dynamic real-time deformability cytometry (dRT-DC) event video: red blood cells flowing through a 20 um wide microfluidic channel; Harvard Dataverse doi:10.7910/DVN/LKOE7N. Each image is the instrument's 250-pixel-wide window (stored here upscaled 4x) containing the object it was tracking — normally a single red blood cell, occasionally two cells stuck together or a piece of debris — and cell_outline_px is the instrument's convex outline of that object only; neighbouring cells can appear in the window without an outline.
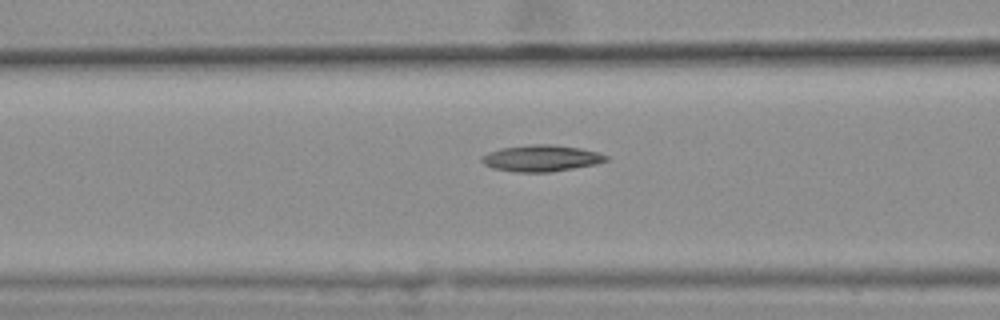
{"species": "common noctule bat (a hibernating species)", "species_latin": "Nyctalus noctula", "temperature_condition": "warm", "stored_images_in_passage": 40, "camera_frame_rate_fps": 3000, "um_per_image_px": 0.085, "animal": {"sex": "female", "body_mass_g": 25.1}, "frame": {"image": 1, "passage_image": 12, "time_ms": 3.667, "image_size_px": [1000, 320], "cell_outline_px": [[608, 160], [596, 164], [552, 172], [516, 172], [492, 168], [484, 164], [480, 160], [480, 156], [488, 152], [500, 148], [532, 144], [552, 144], [580, 148], [596, 152], [608, 156]], "centroid_in_image_um": [45.97, 13.45], "position_along_channel_um": 120.6, "area_um2": 19.25}}
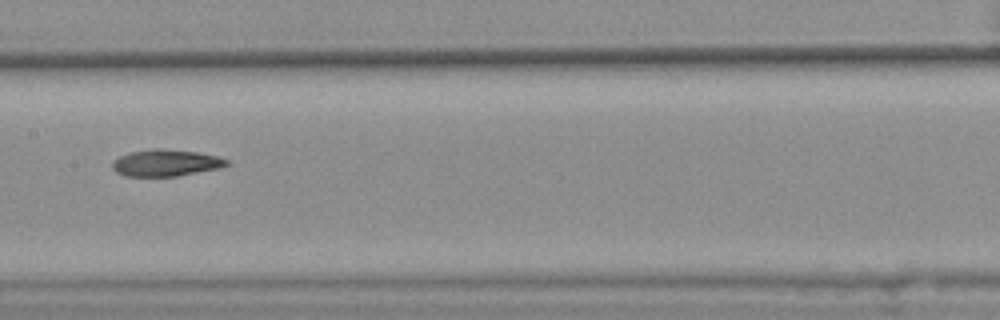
{"frame": {"image": 2, "passage_image": 18, "time_ms": 5.667, "image_size_px": [1000, 320], "cell_outline_px": [[228, 164], [220, 168], [176, 176], [124, 176], [116, 172], [112, 168], [112, 160], [128, 152], [152, 148], [160, 148], [196, 152], [220, 156], [228, 160]], "centroid_in_image_um": [14.07, 13.83], "position_along_channel_um": 193.3, "area_um2": 17.92}, "authors_computed_cell_mechanics": {"area_um2": 18.0625, "velocity_mm_per_s": 3.6383, "shape_relaxation_time_tau1_ms": null, "shape_relaxation_time_tau2_ms": 7.3452, "deformation_change_tau1": null, "deformation_change_tau2": 0.1623}}